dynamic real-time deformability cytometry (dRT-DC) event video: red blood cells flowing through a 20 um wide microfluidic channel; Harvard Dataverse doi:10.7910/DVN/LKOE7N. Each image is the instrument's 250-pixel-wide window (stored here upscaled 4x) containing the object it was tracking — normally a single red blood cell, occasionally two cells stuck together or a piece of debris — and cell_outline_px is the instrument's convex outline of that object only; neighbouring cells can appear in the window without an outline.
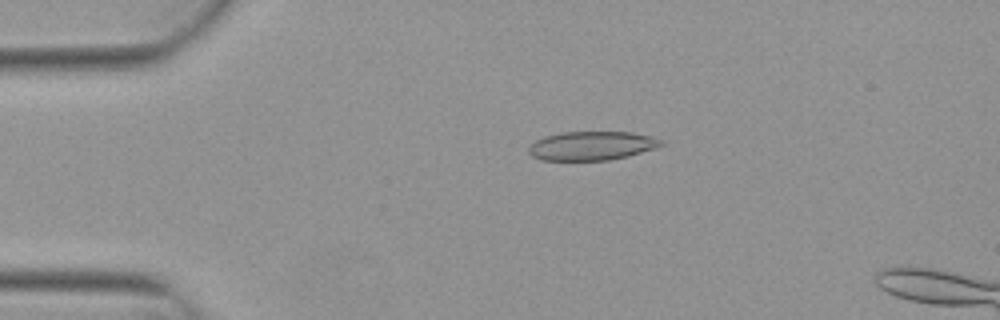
{"species": "Egyptian fruit bat (a non-hibernating species)", "species_latin": "Rousettus aegyptiacus", "temperature_condition": "warm", "stored_images_in_passage": 52, "camera_frame_rate_fps": 3000, "um_per_image_px": 0.085, "animal": {"sex": "female"}, "frame": {"image": 1, "passage_image": 11, "time_ms": 3.333, "image_size_px": [1000, 320], "cell_outline_px": [[664, 144], [656, 148], [628, 156], [608, 160], [540, 160], [532, 156], [528, 152], [528, 148], [536, 140], [544, 136], [560, 132], [632, 132], [652, 136], [664, 140]], "centroid_in_image_um": [50.32, 12.38], "position_along_channel_um": 34.7, "area_um2": 22.43}}
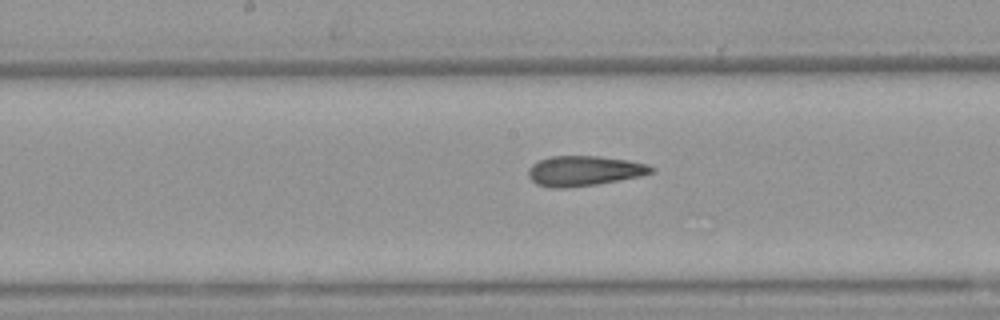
{"frame": {"image": 2, "passage_image": 27, "time_ms": 8.667, "image_size_px": [1000, 320], "cell_outline_px": [[656, 172], [640, 176], [620, 180], [596, 184], [564, 188], [552, 188], [536, 184], [528, 176], [528, 168], [532, 164], [540, 160], [552, 156], [600, 156], [628, 160], [648, 164], [656, 168]], "centroid_in_image_um": [49.68, 14.52], "position_along_channel_um": 198.5, "area_um2": 21.68}}
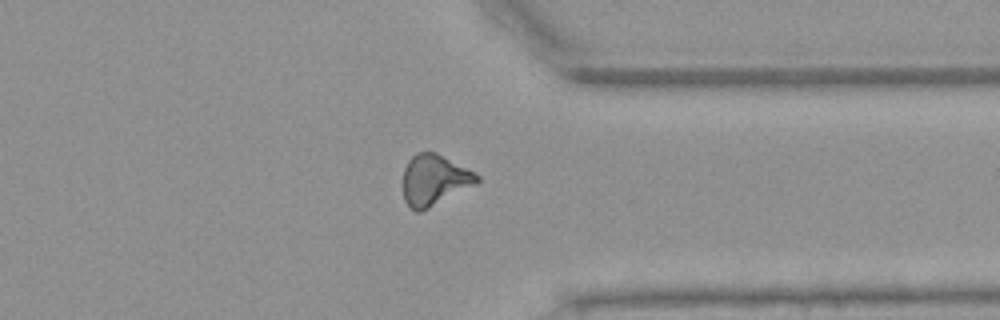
{"frame": {"image": 3, "passage_image": 41, "time_ms": 13.333, "image_size_px": [1000, 320], "cell_outline_px": [[480, 180], [476, 184], [420, 212], [416, 212], [404, 200], [404, 168], [408, 160], [416, 152], [436, 152], [476, 172], [480, 176]], "centroid_in_image_um": [36.93, 15.28], "position_along_channel_um": 374.5, "area_um2": 21.79}}